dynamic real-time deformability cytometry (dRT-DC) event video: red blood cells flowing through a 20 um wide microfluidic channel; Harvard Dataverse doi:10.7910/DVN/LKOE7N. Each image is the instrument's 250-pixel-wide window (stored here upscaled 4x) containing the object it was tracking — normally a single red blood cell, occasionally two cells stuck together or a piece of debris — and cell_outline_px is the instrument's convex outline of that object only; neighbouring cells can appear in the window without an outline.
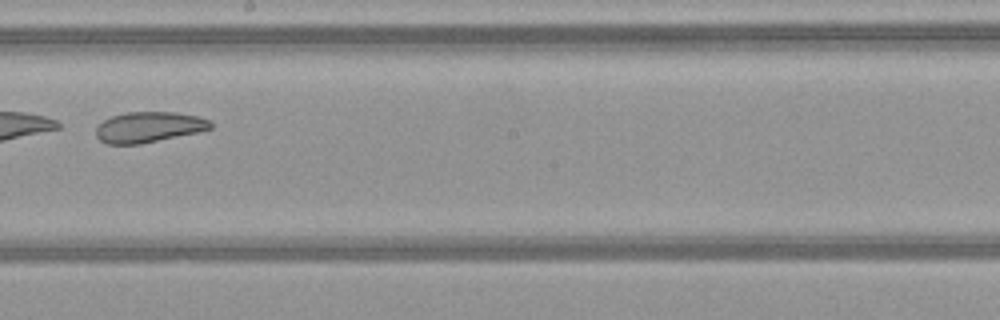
{"species": "common noctule bat (a hibernating species)", "species_latin": "Nyctalus noctula", "temperature_condition": "warm", "stored_images_in_passage": 40, "camera_frame_rate_fps": 3000, "um_per_image_px": 0.085, "animal": {"sex": "female", "body_mass_g": 21.9}, "frame": {"image": 1, "passage_image": 23, "time_ms": 7.333, "image_size_px": [1000, 320], "cell_outline_px": [[212, 128], [196, 132], [140, 144], [108, 144], [100, 140], [96, 136], [96, 128], [104, 120], [112, 116], [128, 112], [176, 112], [196, 116], [212, 120]], "centroid_in_image_um": [12.65, 10.8], "position_along_channel_um": 235.6, "area_um2": 20.23}}
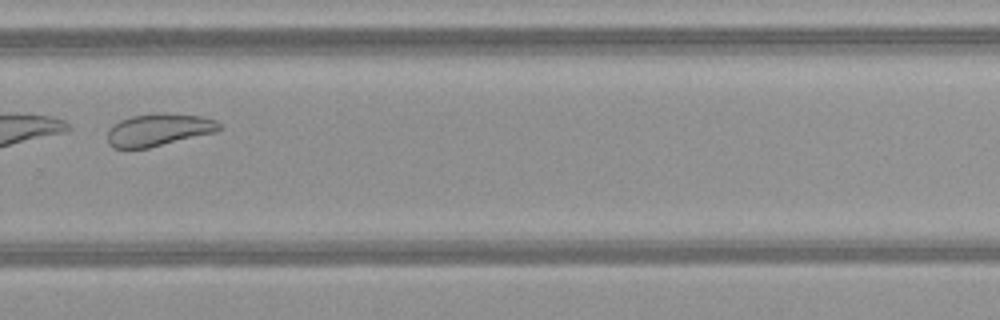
{"frame": {"image": 2, "passage_image": 29, "time_ms": 9.333, "image_size_px": [1000, 320], "cell_outline_px": [[220, 128], [216, 132], [148, 148], [112, 148], [108, 144], [108, 128], [112, 124], [120, 120], [132, 116], [156, 112], [160, 112], [200, 116], [216, 120], [220, 124]], "centroid_in_image_um": [13.45, 11.02], "position_along_channel_um": 316.3, "area_um2": 21.21}}